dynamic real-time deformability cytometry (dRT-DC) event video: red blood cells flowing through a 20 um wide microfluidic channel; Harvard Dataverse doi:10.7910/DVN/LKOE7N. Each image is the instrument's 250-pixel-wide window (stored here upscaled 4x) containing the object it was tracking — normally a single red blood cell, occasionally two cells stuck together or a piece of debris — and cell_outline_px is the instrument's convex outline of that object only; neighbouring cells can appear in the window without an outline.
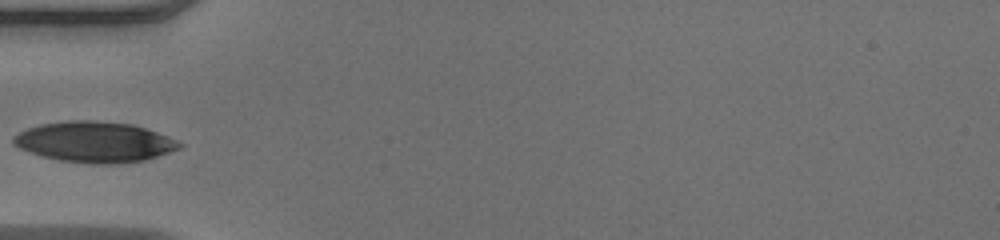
{"species": "human", "species_latin": "Homo sapiens", "temperature_condition": "warm", "stored_images_in_passage": 11, "camera_frame_rate_fps": 3000, "um_per_image_px": 0.085, "donor": {"sex": "male"}, "frame": {"image": 1, "passage_image": 1, "time_ms": 0.0, "image_size_px": [1000, 240], "cell_outline_px": [[184, 144], [180, 148], [144, 160], [120, 164], [92, 164], [60, 160], [28, 152], [12, 144], [12, 136], [28, 128], [40, 124], [68, 120], [92, 120], [132, 124], [168, 136]], "centroid_in_image_um": [8.02, 12.07], "position_along_channel_um": 77.0, "area_um2": 39.25}}